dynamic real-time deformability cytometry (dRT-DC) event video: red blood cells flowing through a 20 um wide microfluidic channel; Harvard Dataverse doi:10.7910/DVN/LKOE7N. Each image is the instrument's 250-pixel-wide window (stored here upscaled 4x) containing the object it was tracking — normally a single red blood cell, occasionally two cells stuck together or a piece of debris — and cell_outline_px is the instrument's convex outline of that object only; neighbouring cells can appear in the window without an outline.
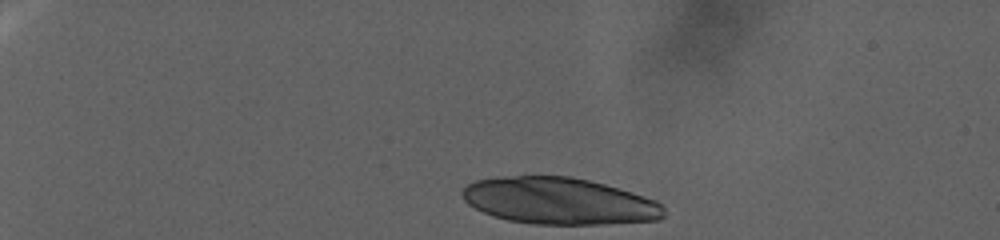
{"species": "human", "species_latin": "Homo sapiens", "temperature_condition": "warm", "stored_images_in_passage": 28, "camera_frame_rate_fps": 3000, "um_per_image_px": 0.085, "donor": {"sex": "female"}, "frame": {"image": 1, "passage_image": 1, "time_ms": 0.0, "image_size_px": [1000, 240], "cell_outline_px": [[664, 216], [660, 220], [600, 224], [532, 224], [508, 220], [492, 216], [468, 204], [464, 200], [460, 192], [472, 180], [496, 176], [572, 176], [604, 184], [656, 200], [664, 208]], "centroid_in_image_um": [47.48, 17.08], "position_along_channel_um": 37.5, "area_um2": 55.03}}